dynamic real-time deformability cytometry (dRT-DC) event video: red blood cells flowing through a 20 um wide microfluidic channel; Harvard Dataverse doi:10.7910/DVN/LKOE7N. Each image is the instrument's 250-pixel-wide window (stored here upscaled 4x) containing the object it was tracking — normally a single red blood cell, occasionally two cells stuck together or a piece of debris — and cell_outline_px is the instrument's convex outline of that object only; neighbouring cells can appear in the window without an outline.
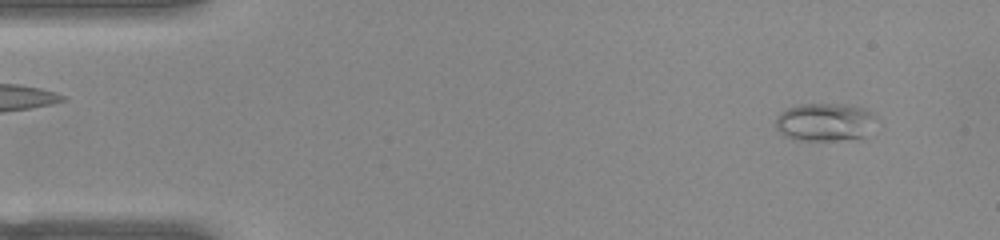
{"species": "common noctule bat (a hibernating species)", "species_latin": "Nyctalus noctula", "temperature_condition": "warm", "stored_images_in_passage": 48, "camera_frame_rate_fps": 3000, "um_per_image_px": 0.085, "animal": {"sex": "female", "body_mass_g": 22.0, "forearm_length_mm": 56.7}, "frame": {"image": 1, "passage_image": 1, "time_ms": 0.0, "image_size_px": [1000, 240], "cell_outline_px": [[876, 116], [864, 136], [836, 140], [800, 140], [784, 136], [776, 128], [776, 116], [784, 108], [800, 104], [848, 104], [864, 108], [872, 112]], "centroid_in_image_um": [70.05, 10.35], "position_along_channel_um": 15.0, "area_um2": 22.14}}
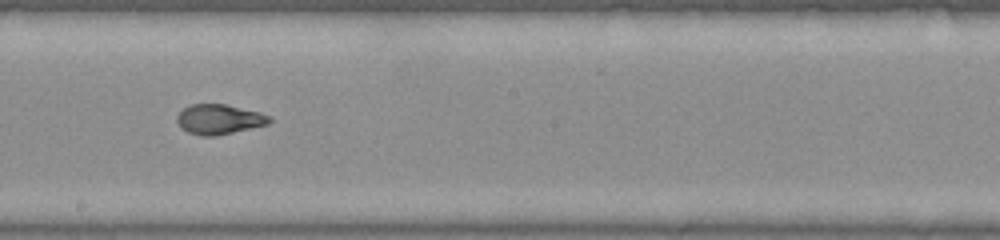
{"frame": {"image": 2, "passage_image": 25, "time_ms": 8.0, "image_size_px": [1000, 240], "cell_outline_px": [[272, 120], [268, 124], [216, 136], [200, 136], [188, 132], [180, 128], [176, 120], [176, 116], [184, 108], [192, 104], [224, 104], [260, 112], [272, 116]], "centroid_in_image_um": [18.62, 10.14], "position_along_channel_um": 229.6, "area_um2": 16.18}}
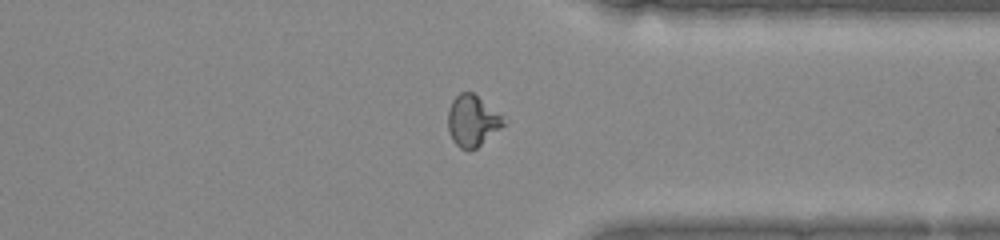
{"frame": {"image": 3, "passage_image": 36, "time_ms": 11.667, "image_size_px": [1000, 240], "cell_outline_px": [[508, 120], [500, 128], [476, 148], [468, 152], [460, 148], [452, 140], [448, 128], [448, 112], [452, 100], [460, 92], [472, 92]], "centroid_in_image_um": [40.14, 10.28], "position_along_channel_um": 371.3, "area_um2": 16.47}, "authors_computed_cell_mechanics": {"area_um2": 16.9932, "velocity_mm_per_s": 3.9484, "shape_relaxation_time_tau1_ms": null, "shape_relaxation_time_tau2_ms": 1.0257, "deformation_change_tau1": null, "deformation_change_tau2": 0.0724}}